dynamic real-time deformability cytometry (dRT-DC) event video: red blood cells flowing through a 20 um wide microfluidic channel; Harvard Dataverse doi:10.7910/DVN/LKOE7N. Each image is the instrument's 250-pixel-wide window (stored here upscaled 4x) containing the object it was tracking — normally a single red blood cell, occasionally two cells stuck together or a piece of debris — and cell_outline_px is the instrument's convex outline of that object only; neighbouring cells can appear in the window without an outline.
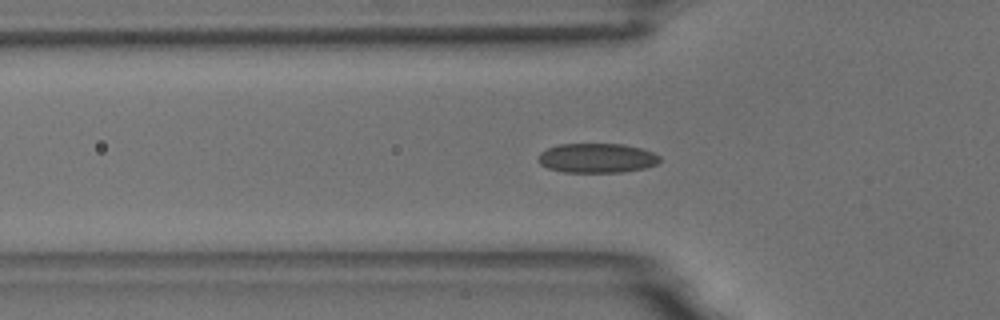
{"species": "common noctule bat (a hibernating species)", "species_latin": "Nyctalus noctula", "temperature_condition": "room temperature", "stored_images_in_passage": 47, "camera_frame_rate_fps": 3000, "um_per_image_px": 0.085, "animal": {"sex": "male", "body_mass_g": 18.8}, "frame": {"image": 1, "passage_image": 17, "time_ms": 5.333, "image_size_px": [1000, 320], "cell_outline_px": [[660, 160], [656, 164], [644, 168], [620, 172], [564, 172], [548, 168], [540, 164], [536, 156], [540, 152], [548, 148], [560, 144], [624, 144], [640, 148], [652, 152], [660, 156]], "centroid_in_image_um": [50.7, 13.43], "position_along_channel_um": 75.1, "area_um2": 20.87}}
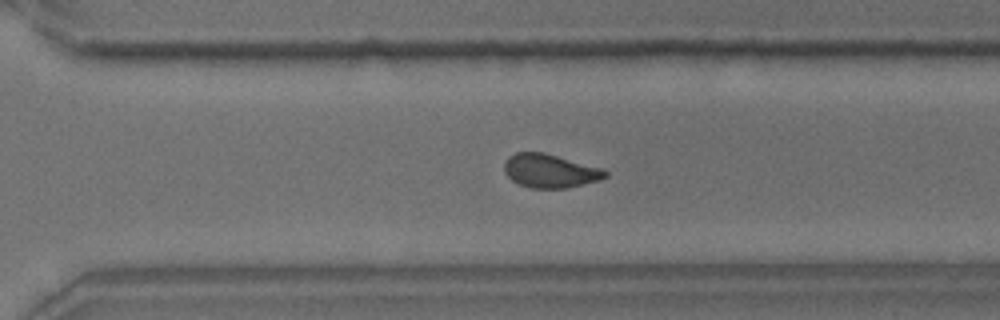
{"frame": {"image": 2, "passage_image": 37, "time_ms": 12.0, "image_size_px": [1000, 320], "cell_outline_px": [[608, 176], [596, 180], [564, 188], [532, 188], [520, 184], [512, 180], [504, 172], [504, 164], [508, 156], [516, 152], [544, 152], [600, 168], [608, 172]], "centroid_in_image_um": [46.69, 14.51], "position_along_channel_um": 323.9, "area_um2": 19.42}}
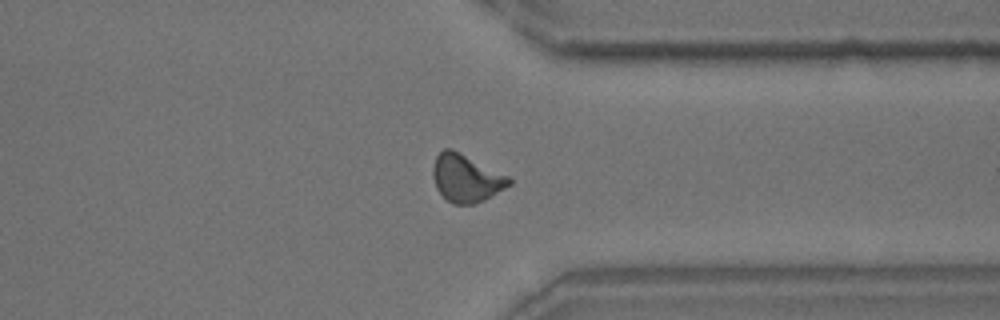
{"frame": {"image": 3, "passage_image": 41, "time_ms": 13.333, "image_size_px": [1000, 320], "cell_outline_px": [[512, 184], [492, 196], [476, 204], [452, 204], [436, 188], [432, 176], [432, 168], [436, 156], [444, 148], [452, 148], [508, 176], [512, 180]], "centroid_in_image_um": [39.61, 15.15], "position_along_channel_um": 371.8, "area_um2": 21.15}, "authors_computed_cell_mechanics": {"area_um2": 20.4612, "velocity_mm_per_s": 3.7258, "shape_relaxation_time_tau1_ms": 8.1798, "shape_relaxation_time_tau2_ms": 1.07, "deformation_change_tau1": 0.153, "deformation_change_tau2": 0.0795}}